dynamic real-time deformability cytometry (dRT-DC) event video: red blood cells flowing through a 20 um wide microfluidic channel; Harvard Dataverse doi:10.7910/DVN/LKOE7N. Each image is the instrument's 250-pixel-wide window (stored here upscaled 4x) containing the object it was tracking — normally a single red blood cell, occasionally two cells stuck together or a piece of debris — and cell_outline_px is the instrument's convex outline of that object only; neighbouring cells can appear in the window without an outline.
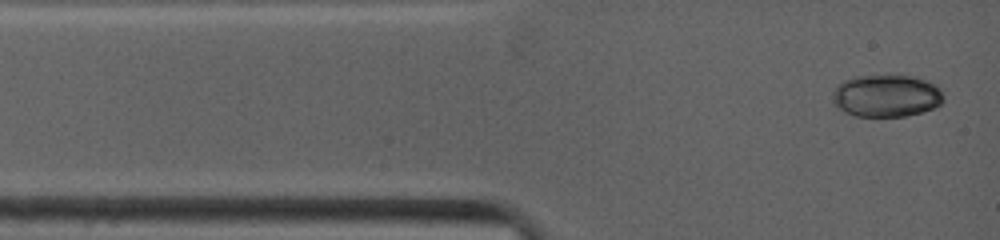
{"species": "common noctule bat (a hibernating species)", "species_latin": "Nyctalus noctula", "temperature_condition": "warm", "stored_images_in_passage": 4, "camera_frame_rate_fps": 4500, "um_per_image_px": 0.085, "animal": {"sex": "female", "body_mass_g": 19.0, "forearm_length_mm": 53.3}, "frame": {"image": 1, "passage_image": 1, "time_ms": 0.0, "image_size_px": [1000, 240], "cell_outline_px": [[944, 100], [940, 104], [932, 108], [920, 112], [904, 116], [852, 116], [844, 112], [836, 104], [832, 92], [836, 84], [844, 80], [856, 76], [916, 76], [928, 80], [936, 84], [940, 88], [944, 96]], "centroid_in_image_um": [75.36, 8.13], "position_along_channel_um": 9.6, "area_um2": 27.4}}
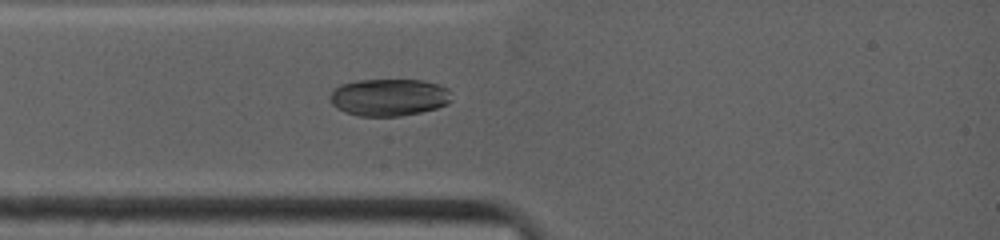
{"frame": {"image": 2, "passage_image": 3, "time_ms": 2.0, "image_size_px": [1000, 240], "cell_outline_px": [[452, 100], [448, 104], [436, 108], [420, 112], [400, 116], [360, 116], [344, 112], [336, 108], [328, 100], [332, 88], [340, 84], [356, 80], [424, 80], [448, 88]], "centroid_in_image_um": [33.02, 8.27], "position_along_channel_um": 52.0, "area_um2": 26.65}}